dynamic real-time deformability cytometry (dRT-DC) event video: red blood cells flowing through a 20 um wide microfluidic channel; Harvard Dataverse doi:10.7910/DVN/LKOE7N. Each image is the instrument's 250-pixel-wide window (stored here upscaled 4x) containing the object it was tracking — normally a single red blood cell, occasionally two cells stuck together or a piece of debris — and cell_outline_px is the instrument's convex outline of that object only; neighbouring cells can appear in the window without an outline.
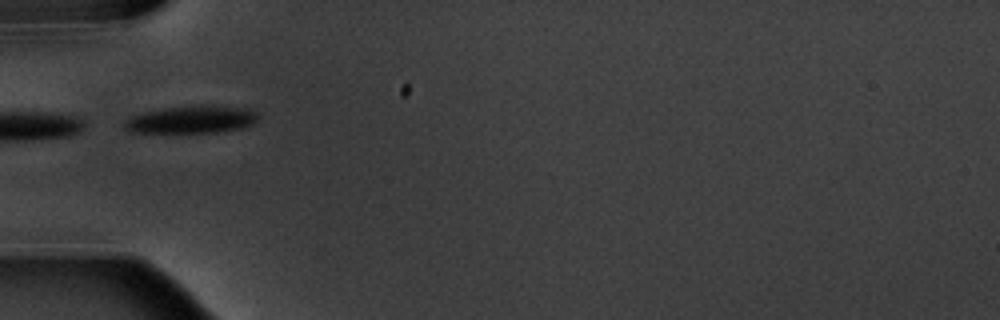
{"species": "common noctule bat (a hibernating species)", "species_latin": "Nyctalus noctula", "temperature_condition": "warm", "stored_images_in_passage": 7, "camera_frame_rate_fps": 3000, "um_per_image_px": 0.085, "animal": {"sex": "male", "body_mass_g": 20.1, "forearm_length_mm": 53.5}, "frame": {"image": 1, "passage_image": 1, "time_ms": 0.0, "image_size_px": [1000, 320], "cell_outline_px": [[260, 116], [252, 124], [240, 128], [216, 132], [128, 132], [124, 128], [124, 120], [132, 116], [144, 112], [160, 108], [204, 104], [252, 108]], "centroid_in_image_um": [16.3, 10.13], "position_along_channel_um": 68.7, "area_um2": 21.73}}
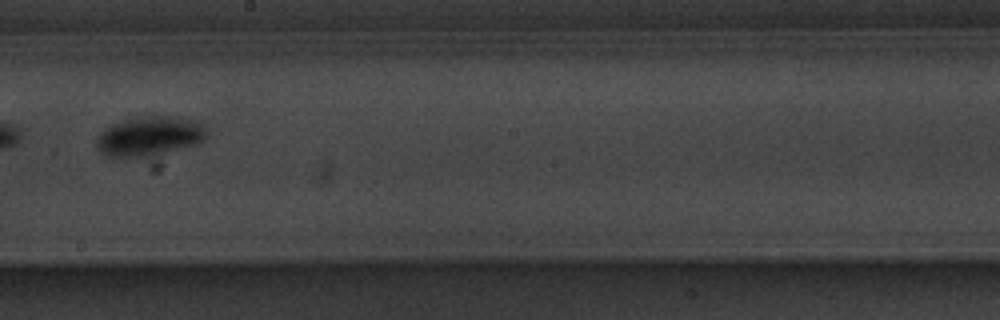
{"frame": {"image": 2, "passage_image": 5, "time_ms": 4.667, "image_size_px": [1000, 320], "cell_outline_px": [[208, 136], [200, 144], [144, 156], [108, 156], [100, 152], [96, 144], [96, 136], [104, 128], [112, 124], [124, 120], [152, 116], [176, 116], [188, 120], [204, 128]], "centroid_in_image_um": [12.66, 11.57], "position_along_channel_um": 235.5, "area_um2": 24.68}}
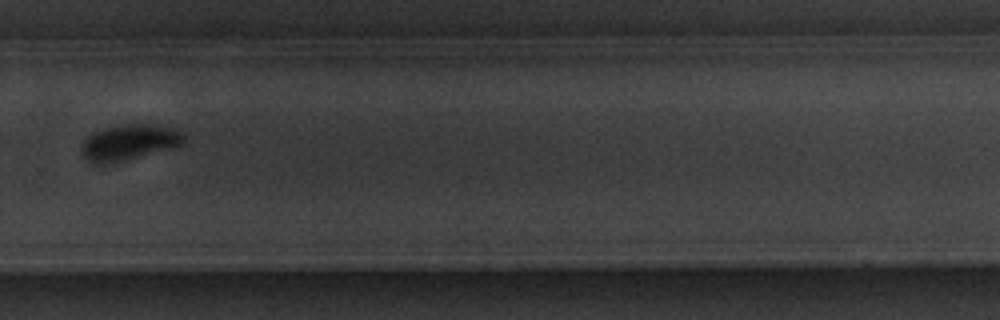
{"frame": {"image": 3, "passage_image": 7, "time_ms": 7.0, "image_size_px": [1000, 320], "cell_outline_px": [[184, 144], [176, 148], [112, 164], [96, 164], [88, 160], [84, 156], [80, 148], [84, 140], [88, 136], [104, 128], [120, 124], [156, 124], [172, 128], [180, 132], [184, 136]], "centroid_in_image_um": [11.01, 12.12], "position_along_channel_um": 318.8, "area_um2": 21.68}}